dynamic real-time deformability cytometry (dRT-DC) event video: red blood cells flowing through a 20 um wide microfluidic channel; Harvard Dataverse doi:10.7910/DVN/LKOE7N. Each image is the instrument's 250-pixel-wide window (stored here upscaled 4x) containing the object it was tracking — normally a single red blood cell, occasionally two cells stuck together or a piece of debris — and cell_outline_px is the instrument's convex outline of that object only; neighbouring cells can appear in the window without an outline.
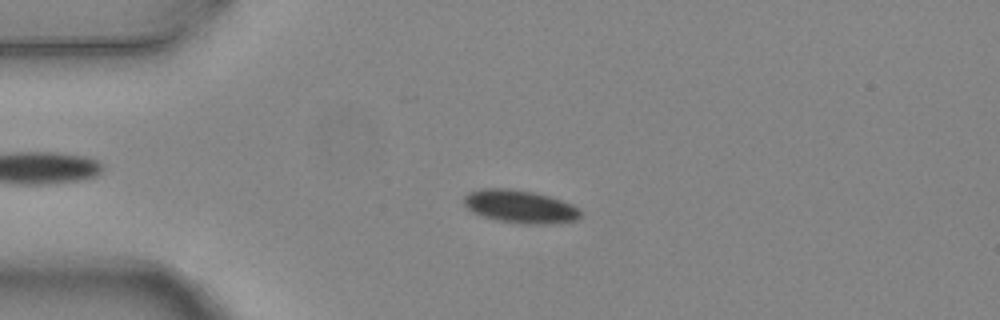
{"species": "common noctule bat (a hibernating species)", "species_latin": "Nyctalus noctula", "temperature_condition": "warm", "stored_images_in_passage": 4, "camera_frame_rate_fps": 3000, "um_per_image_px": 0.085, "animal": {"sex": "female", "body_mass_g": 24.6, "forearm_length_mm": 56.2}, "frame": {"image": 1, "passage_image": 3, "time_ms": 0.667, "image_size_px": [1000, 320], "cell_outline_px": [[580, 216], [576, 220], [544, 224], [524, 224], [496, 220], [472, 212], [464, 204], [464, 196], [468, 192], [480, 188], [508, 188], [532, 192], [548, 196], [572, 204], [580, 208]], "centroid_in_image_um": [44.18, 17.55], "position_along_channel_um": 40.8, "area_um2": 22.31}}